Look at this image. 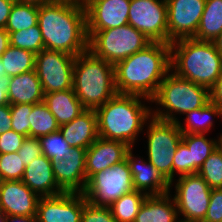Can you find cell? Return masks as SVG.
<instances>
[{"label":"cell","mask_w":222,"mask_h":222,"mask_svg":"<svg viewBox=\"0 0 222 222\" xmlns=\"http://www.w3.org/2000/svg\"><path fill=\"white\" fill-rule=\"evenodd\" d=\"M38 25L45 49L77 56L88 50L83 3L51 0L39 6Z\"/></svg>","instance_id":"obj_1"},{"label":"cell","mask_w":222,"mask_h":222,"mask_svg":"<svg viewBox=\"0 0 222 222\" xmlns=\"http://www.w3.org/2000/svg\"><path fill=\"white\" fill-rule=\"evenodd\" d=\"M170 71V44L151 42L114 65L116 91L118 94H136L151 99Z\"/></svg>","instance_id":"obj_2"},{"label":"cell","mask_w":222,"mask_h":222,"mask_svg":"<svg viewBox=\"0 0 222 222\" xmlns=\"http://www.w3.org/2000/svg\"><path fill=\"white\" fill-rule=\"evenodd\" d=\"M142 98L151 102L141 95L117 93L95 109L98 137L120 141L133 148L144 124L146 126L152 117V109L141 102Z\"/></svg>","instance_id":"obj_3"},{"label":"cell","mask_w":222,"mask_h":222,"mask_svg":"<svg viewBox=\"0 0 222 222\" xmlns=\"http://www.w3.org/2000/svg\"><path fill=\"white\" fill-rule=\"evenodd\" d=\"M171 70L210 89L222 73V56L213 42L182 38L170 43Z\"/></svg>","instance_id":"obj_4"},{"label":"cell","mask_w":222,"mask_h":222,"mask_svg":"<svg viewBox=\"0 0 222 222\" xmlns=\"http://www.w3.org/2000/svg\"><path fill=\"white\" fill-rule=\"evenodd\" d=\"M73 90L85 109H97L117 94L114 65L90 50L75 57Z\"/></svg>","instance_id":"obj_5"},{"label":"cell","mask_w":222,"mask_h":222,"mask_svg":"<svg viewBox=\"0 0 222 222\" xmlns=\"http://www.w3.org/2000/svg\"><path fill=\"white\" fill-rule=\"evenodd\" d=\"M151 102L161 106L152 110L153 117L177 122L179 119L176 118V113L186 114L205 106L210 102V94L208 88L181 78L171 70L161 82Z\"/></svg>","instance_id":"obj_6"},{"label":"cell","mask_w":222,"mask_h":222,"mask_svg":"<svg viewBox=\"0 0 222 222\" xmlns=\"http://www.w3.org/2000/svg\"><path fill=\"white\" fill-rule=\"evenodd\" d=\"M87 36L88 50L112 65L144 49L152 42L130 24L106 30H87Z\"/></svg>","instance_id":"obj_7"},{"label":"cell","mask_w":222,"mask_h":222,"mask_svg":"<svg viewBox=\"0 0 222 222\" xmlns=\"http://www.w3.org/2000/svg\"><path fill=\"white\" fill-rule=\"evenodd\" d=\"M148 160L159 173L170 183L173 182V158L182 132L176 122L151 117L148 120Z\"/></svg>","instance_id":"obj_8"},{"label":"cell","mask_w":222,"mask_h":222,"mask_svg":"<svg viewBox=\"0 0 222 222\" xmlns=\"http://www.w3.org/2000/svg\"><path fill=\"white\" fill-rule=\"evenodd\" d=\"M135 190L133 177L127 159L112 167L92 175L83 194L86 200L95 205L109 207L123 194Z\"/></svg>","instance_id":"obj_9"},{"label":"cell","mask_w":222,"mask_h":222,"mask_svg":"<svg viewBox=\"0 0 222 222\" xmlns=\"http://www.w3.org/2000/svg\"><path fill=\"white\" fill-rule=\"evenodd\" d=\"M178 178L173 198L179 217L184 216L180 222H203L208 211L212 189L198 173Z\"/></svg>","instance_id":"obj_10"},{"label":"cell","mask_w":222,"mask_h":222,"mask_svg":"<svg viewBox=\"0 0 222 222\" xmlns=\"http://www.w3.org/2000/svg\"><path fill=\"white\" fill-rule=\"evenodd\" d=\"M75 57L45 48L36 54L34 70L44 94L73 89Z\"/></svg>","instance_id":"obj_11"},{"label":"cell","mask_w":222,"mask_h":222,"mask_svg":"<svg viewBox=\"0 0 222 222\" xmlns=\"http://www.w3.org/2000/svg\"><path fill=\"white\" fill-rule=\"evenodd\" d=\"M166 0H131L128 24L152 42L168 43Z\"/></svg>","instance_id":"obj_12"},{"label":"cell","mask_w":222,"mask_h":222,"mask_svg":"<svg viewBox=\"0 0 222 222\" xmlns=\"http://www.w3.org/2000/svg\"><path fill=\"white\" fill-rule=\"evenodd\" d=\"M168 44L196 35L206 0H166Z\"/></svg>","instance_id":"obj_13"},{"label":"cell","mask_w":222,"mask_h":222,"mask_svg":"<svg viewBox=\"0 0 222 222\" xmlns=\"http://www.w3.org/2000/svg\"><path fill=\"white\" fill-rule=\"evenodd\" d=\"M86 202L83 193L75 192L40 197L37 204V222H81Z\"/></svg>","instance_id":"obj_14"},{"label":"cell","mask_w":222,"mask_h":222,"mask_svg":"<svg viewBox=\"0 0 222 222\" xmlns=\"http://www.w3.org/2000/svg\"><path fill=\"white\" fill-rule=\"evenodd\" d=\"M131 0H86V30H106L128 24Z\"/></svg>","instance_id":"obj_15"},{"label":"cell","mask_w":222,"mask_h":222,"mask_svg":"<svg viewBox=\"0 0 222 222\" xmlns=\"http://www.w3.org/2000/svg\"><path fill=\"white\" fill-rule=\"evenodd\" d=\"M87 149L74 147L59 161H51L54 178L64 192L83 193L86 180Z\"/></svg>","instance_id":"obj_16"},{"label":"cell","mask_w":222,"mask_h":222,"mask_svg":"<svg viewBox=\"0 0 222 222\" xmlns=\"http://www.w3.org/2000/svg\"><path fill=\"white\" fill-rule=\"evenodd\" d=\"M39 199L21 180L1 183L0 210L7 216H36Z\"/></svg>","instance_id":"obj_17"},{"label":"cell","mask_w":222,"mask_h":222,"mask_svg":"<svg viewBox=\"0 0 222 222\" xmlns=\"http://www.w3.org/2000/svg\"><path fill=\"white\" fill-rule=\"evenodd\" d=\"M131 148L123 142L98 139L87 149L86 180L97 172L103 171L126 159Z\"/></svg>","instance_id":"obj_18"},{"label":"cell","mask_w":222,"mask_h":222,"mask_svg":"<svg viewBox=\"0 0 222 222\" xmlns=\"http://www.w3.org/2000/svg\"><path fill=\"white\" fill-rule=\"evenodd\" d=\"M21 181L39 197H52L64 193L54 178L51 160L44 154L25 167Z\"/></svg>","instance_id":"obj_19"},{"label":"cell","mask_w":222,"mask_h":222,"mask_svg":"<svg viewBox=\"0 0 222 222\" xmlns=\"http://www.w3.org/2000/svg\"><path fill=\"white\" fill-rule=\"evenodd\" d=\"M131 148L126 159L130 166L135 190L147 193V195H161L170 192V183L159 173V171L143 158H136ZM147 190V191H146Z\"/></svg>","instance_id":"obj_20"},{"label":"cell","mask_w":222,"mask_h":222,"mask_svg":"<svg viewBox=\"0 0 222 222\" xmlns=\"http://www.w3.org/2000/svg\"><path fill=\"white\" fill-rule=\"evenodd\" d=\"M59 130L70 147L88 149L98 139L95 110L85 109L73 121L61 125Z\"/></svg>","instance_id":"obj_21"},{"label":"cell","mask_w":222,"mask_h":222,"mask_svg":"<svg viewBox=\"0 0 222 222\" xmlns=\"http://www.w3.org/2000/svg\"><path fill=\"white\" fill-rule=\"evenodd\" d=\"M7 93L10 105H34L44 100L42 85L35 70L11 76Z\"/></svg>","instance_id":"obj_22"},{"label":"cell","mask_w":222,"mask_h":222,"mask_svg":"<svg viewBox=\"0 0 222 222\" xmlns=\"http://www.w3.org/2000/svg\"><path fill=\"white\" fill-rule=\"evenodd\" d=\"M171 196L170 192L147 195L134 222H180L174 198Z\"/></svg>","instance_id":"obj_23"},{"label":"cell","mask_w":222,"mask_h":222,"mask_svg":"<svg viewBox=\"0 0 222 222\" xmlns=\"http://www.w3.org/2000/svg\"><path fill=\"white\" fill-rule=\"evenodd\" d=\"M43 102L60 126L73 121L85 110L73 89L46 93Z\"/></svg>","instance_id":"obj_24"},{"label":"cell","mask_w":222,"mask_h":222,"mask_svg":"<svg viewBox=\"0 0 222 222\" xmlns=\"http://www.w3.org/2000/svg\"><path fill=\"white\" fill-rule=\"evenodd\" d=\"M185 126L178 120L176 123L182 134H206L213 126L212 116H222V109L212 102L189 111L186 114Z\"/></svg>","instance_id":"obj_25"},{"label":"cell","mask_w":222,"mask_h":222,"mask_svg":"<svg viewBox=\"0 0 222 222\" xmlns=\"http://www.w3.org/2000/svg\"><path fill=\"white\" fill-rule=\"evenodd\" d=\"M222 31V0H206L198 30L193 37L212 42Z\"/></svg>","instance_id":"obj_26"},{"label":"cell","mask_w":222,"mask_h":222,"mask_svg":"<svg viewBox=\"0 0 222 222\" xmlns=\"http://www.w3.org/2000/svg\"><path fill=\"white\" fill-rule=\"evenodd\" d=\"M182 141L191 151V174L197 173L203 162L220 145V137L217 140L208 139L205 134H182Z\"/></svg>","instance_id":"obj_27"},{"label":"cell","mask_w":222,"mask_h":222,"mask_svg":"<svg viewBox=\"0 0 222 222\" xmlns=\"http://www.w3.org/2000/svg\"><path fill=\"white\" fill-rule=\"evenodd\" d=\"M35 58L34 52L9 45L0 59L6 75L11 77L34 70Z\"/></svg>","instance_id":"obj_28"},{"label":"cell","mask_w":222,"mask_h":222,"mask_svg":"<svg viewBox=\"0 0 222 222\" xmlns=\"http://www.w3.org/2000/svg\"><path fill=\"white\" fill-rule=\"evenodd\" d=\"M146 197L147 193L138 190L123 194L109 206L112 216L117 222H134Z\"/></svg>","instance_id":"obj_29"},{"label":"cell","mask_w":222,"mask_h":222,"mask_svg":"<svg viewBox=\"0 0 222 222\" xmlns=\"http://www.w3.org/2000/svg\"><path fill=\"white\" fill-rule=\"evenodd\" d=\"M30 117V137L40 138L59 131L60 125L44 102L34 104Z\"/></svg>","instance_id":"obj_30"},{"label":"cell","mask_w":222,"mask_h":222,"mask_svg":"<svg viewBox=\"0 0 222 222\" xmlns=\"http://www.w3.org/2000/svg\"><path fill=\"white\" fill-rule=\"evenodd\" d=\"M38 12V6L14 2L5 26L6 31H22L37 25Z\"/></svg>","instance_id":"obj_31"},{"label":"cell","mask_w":222,"mask_h":222,"mask_svg":"<svg viewBox=\"0 0 222 222\" xmlns=\"http://www.w3.org/2000/svg\"><path fill=\"white\" fill-rule=\"evenodd\" d=\"M9 33V45L26 49L35 54L41 52L45 46L39 25L32 26L28 29Z\"/></svg>","instance_id":"obj_32"},{"label":"cell","mask_w":222,"mask_h":222,"mask_svg":"<svg viewBox=\"0 0 222 222\" xmlns=\"http://www.w3.org/2000/svg\"><path fill=\"white\" fill-rule=\"evenodd\" d=\"M211 189L222 188V145L203 162L197 172Z\"/></svg>","instance_id":"obj_33"},{"label":"cell","mask_w":222,"mask_h":222,"mask_svg":"<svg viewBox=\"0 0 222 222\" xmlns=\"http://www.w3.org/2000/svg\"><path fill=\"white\" fill-rule=\"evenodd\" d=\"M39 139L41 142L42 154L48 157L51 161H59L72 150V147H70L65 141L60 130L44 135Z\"/></svg>","instance_id":"obj_34"},{"label":"cell","mask_w":222,"mask_h":222,"mask_svg":"<svg viewBox=\"0 0 222 222\" xmlns=\"http://www.w3.org/2000/svg\"><path fill=\"white\" fill-rule=\"evenodd\" d=\"M25 167L17 152L0 154V178L2 181L22 180Z\"/></svg>","instance_id":"obj_35"},{"label":"cell","mask_w":222,"mask_h":222,"mask_svg":"<svg viewBox=\"0 0 222 222\" xmlns=\"http://www.w3.org/2000/svg\"><path fill=\"white\" fill-rule=\"evenodd\" d=\"M33 105L22 103L10 105L12 129L17 133L30 137V117Z\"/></svg>","instance_id":"obj_36"},{"label":"cell","mask_w":222,"mask_h":222,"mask_svg":"<svg viewBox=\"0 0 222 222\" xmlns=\"http://www.w3.org/2000/svg\"><path fill=\"white\" fill-rule=\"evenodd\" d=\"M187 145L181 140L173 158V180L175 173L180 176L191 174V156Z\"/></svg>","instance_id":"obj_37"},{"label":"cell","mask_w":222,"mask_h":222,"mask_svg":"<svg viewBox=\"0 0 222 222\" xmlns=\"http://www.w3.org/2000/svg\"><path fill=\"white\" fill-rule=\"evenodd\" d=\"M81 222H117L110 207L95 206L88 201L84 205Z\"/></svg>","instance_id":"obj_38"},{"label":"cell","mask_w":222,"mask_h":222,"mask_svg":"<svg viewBox=\"0 0 222 222\" xmlns=\"http://www.w3.org/2000/svg\"><path fill=\"white\" fill-rule=\"evenodd\" d=\"M25 166L42 155L41 142L39 138L26 137L21 148L17 151Z\"/></svg>","instance_id":"obj_39"},{"label":"cell","mask_w":222,"mask_h":222,"mask_svg":"<svg viewBox=\"0 0 222 222\" xmlns=\"http://www.w3.org/2000/svg\"><path fill=\"white\" fill-rule=\"evenodd\" d=\"M26 137L13 129L0 135V154L17 152Z\"/></svg>","instance_id":"obj_40"},{"label":"cell","mask_w":222,"mask_h":222,"mask_svg":"<svg viewBox=\"0 0 222 222\" xmlns=\"http://www.w3.org/2000/svg\"><path fill=\"white\" fill-rule=\"evenodd\" d=\"M203 222H222V188L212 189L208 211Z\"/></svg>","instance_id":"obj_41"},{"label":"cell","mask_w":222,"mask_h":222,"mask_svg":"<svg viewBox=\"0 0 222 222\" xmlns=\"http://www.w3.org/2000/svg\"><path fill=\"white\" fill-rule=\"evenodd\" d=\"M10 104L0 106V135L12 129Z\"/></svg>","instance_id":"obj_42"},{"label":"cell","mask_w":222,"mask_h":222,"mask_svg":"<svg viewBox=\"0 0 222 222\" xmlns=\"http://www.w3.org/2000/svg\"><path fill=\"white\" fill-rule=\"evenodd\" d=\"M210 102L214 103L222 109V73L209 89Z\"/></svg>","instance_id":"obj_43"},{"label":"cell","mask_w":222,"mask_h":222,"mask_svg":"<svg viewBox=\"0 0 222 222\" xmlns=\"http://www.w3.org/2000/svg\"><path fill=\"white\" fill-rule=\"evenodd\" d=\"M15 0H0V28H5Z\"/></svg>","instance_id":"obj_44"},{"label":"cell","mask_w":222,"mask_h":222,"mask_svg":"<svg viewBox=\"0 0 222 222\" xmlns=\"http://www.w3.org/2000/svg\"><path fill=\"white\" fill-rule=\"evenodd\" d=\"M9 83H10L9 76L0 78V106L9 104L8 93H7Z\"/></svg>","instance_id":"obj_45"},{"label":"cell","mask_w":222,"mask_h":222,"mask_svg":"<svg viewBox=\"0 0 222 222\" xmlns=\"http://www.w3.org/2000/svg\"><path fill=\"white\" fill-rule=\"evenodd\" d=\"M9 46V33L5 28H0V58Z\"/></svg>","instance_id":"obj_46"},{"label":"cell","mask_w":222,"mask_h":222,"mask_svg":"<svg viewBox=\"0 0 222 222\" xmlns=\"http://www.w3.org/2000/svg\"><path fill=\"white\" fill-rule=\"evenodd\" d=\"M6 222H37V216H7Z\"/></svg>","instance_id":"obj_47"},{"label":"cell","mask_w":222,"mask_h":222,"mask_svg":"<svg viewBox=\"0 0 222 222\" xmlns=\"http://www.w3.org/2000/svg\"><path fill=\"white\" fill-rule=\"evenodd\" d=\"M51 0H15L17 3H22V4H31L35 6H41L42 4L48 3Z\"/></svg>","instance_id":"obj_48"},{"label":"cell","mask_w":222,"mask_h":222,"mask_svg":"<svg viewBox=\"0 0 222 222\" xmlns=\"http://www.w3.org/2000/svg\"><path fill=\"white\" fill-rule=\"evenodd\" d=\"M215 45V48L222 56V31L221 33L212 41Z\"/></svg>","instance_id":"obj_49"},{"label":"cell","mask_w":222,"mask_h":222,"mask_svg":"<svg viewBox=\"0 0 222 222\" xmlns=\"http://www.w3.org/2000/svg\"><path fill=\"white\" fill-rule=\"evenodd\" d=\"M6 73H5V68H3V64L1 62V59H0V78L1 77H6Z\"/></svg>","instance_id":"obj_50"},{"label":"cell","mask_w":222,"mask_h":222,"mask_svg":"<svg viewBox=\"0 0 222 222\" xmlns=\"http://www.w3.org/2000/svg\"><path fill=\"white\" fill-rule=\"evenodd\" d=\"M7 215L0 210V222H6Z\"/></svg>","instance_id":"obj_51"},{"label":"cell","mask_w":222,"mask_h":222,"mask_svg":"<svg viewBox=\"0 0 222 222\" xmlns=\"http://www.w3.org/2000/svg\"><path fill=\"white\" fill-rule=\"evenodd\" d=\"M69 1H76V2H80V3H84L86 0H69Z\"/></svg>","instance_id":"obj_52"},{"label":"cell","mask_w":222,"mask_h":222,"mask_svg":"<svg viewBox=\"0 0 222 222\" xmlns=\"http://www.w3.org/2000/svg\"><path fill=\"white\" fill-rule=\"evenodd\" d=\"M220 144L222 145V134H220Z\"/></svg>","instance_id":"obj_53"}]
</instances>
